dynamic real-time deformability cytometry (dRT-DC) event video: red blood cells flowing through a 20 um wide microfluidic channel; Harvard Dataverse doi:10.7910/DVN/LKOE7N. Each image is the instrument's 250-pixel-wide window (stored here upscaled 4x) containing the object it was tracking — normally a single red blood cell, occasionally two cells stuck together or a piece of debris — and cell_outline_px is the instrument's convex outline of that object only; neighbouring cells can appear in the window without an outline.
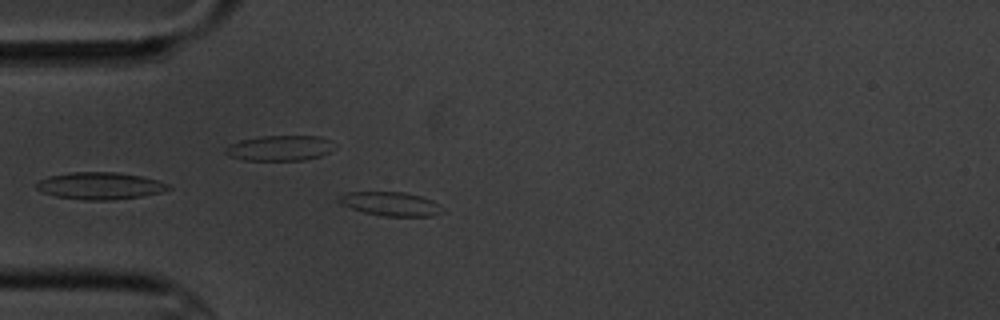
{"species": "common noctule bat (a hibernating species)", "species_latin": "Nyctalus noctula", "temperature_condition": "cold", "stored_images_in_passage": 2, "camera_frame_rate_fps": 3000, "um_per_image_px": 0.085, "animal": {"sex": "male", "body_mass_g": 20.1, "forearm_length_mm": 53.5}, "frame": {"image": 1, "passage_image": 1, "time_ms": 0.0, "image_size_px": [1000, 320], "cell_outline_px": [[444, 212], [432, 216], [380, 216], [364, 212], [340, 204], [336, 200], [340, 196], [348, 192], [404, 192], [420, 196], [432, 200], [444, 208]], "centroid_in_image_um": [33.22, 17.33], "position_along_channel_um": 51.8, "area_um2": 14.45}}